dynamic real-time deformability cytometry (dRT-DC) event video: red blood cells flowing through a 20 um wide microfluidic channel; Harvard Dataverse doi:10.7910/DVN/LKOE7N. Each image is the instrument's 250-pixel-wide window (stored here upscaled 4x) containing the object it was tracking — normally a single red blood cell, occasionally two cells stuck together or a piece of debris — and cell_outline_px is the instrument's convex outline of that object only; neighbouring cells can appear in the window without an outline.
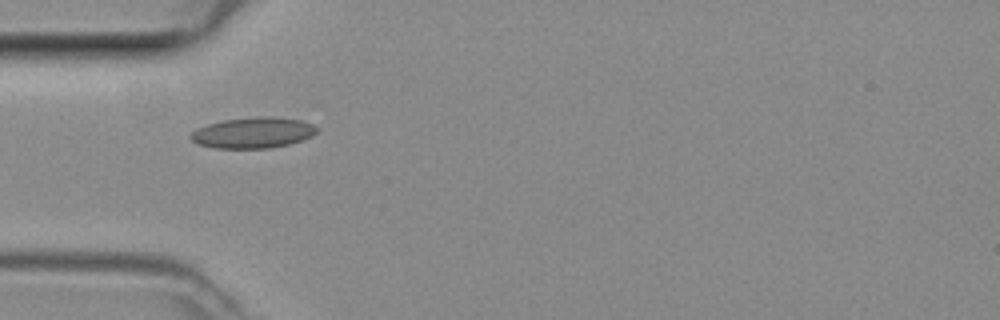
{"species": "common noctule bat (a hibernating species)", "species_latin": "Nyctalus noctula", "temperature_condition": "room temperature", "stored_images_in_passage": 34, "camera_frame_rate_fps": 3000, "um_per_image_px": 0.085, "animal": {"sex": "female", "body_mass_g": 29.2, "forearm_length_mm": 56.3}, "frame": {"image": 1, "passage_image": 1, "time_ms": 0.0, "image_size_px": [1000, 320], "cell_outline_px": [[320, 128], [312, 136], [304, 140], [288, 144], [268, 148], [212, 148], [196, 144], [188, 136], [196, 128], [220, 120], [260, 116], [272, 116], [300, 120], [312, 124]], "centroid_in_image_um": [21.49, 11.28], "position_along_channel_um": 63.5, "area_um2": 22.95}}
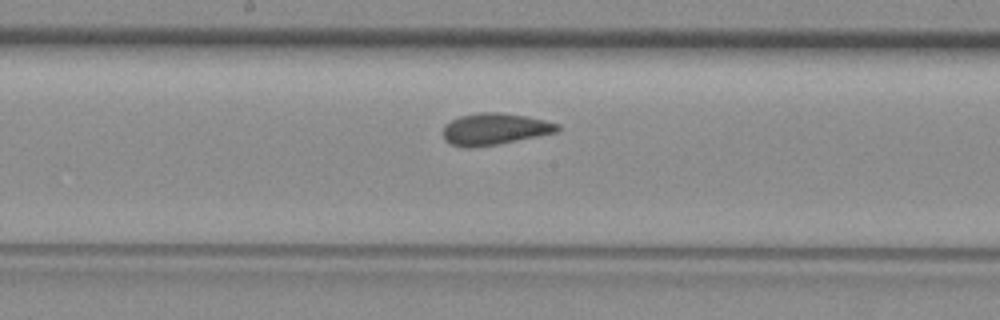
{"frame": {"image": 2, "passage_image": 11, "time_ms": 3.333, "image_size_px": [1000, 320], "cell_outline_px": [[560, 128], [556, 132], [500, 144], [468, 148], [452, 144], [444, 140], [444, 124], [460, 116], [476, 112], [500, 112], [528, 116], [560, 124]], "centroid_in_image_um": [42.05, 10.96], "position_along_channel_um": 206.2, "area_um2": 21.15}}
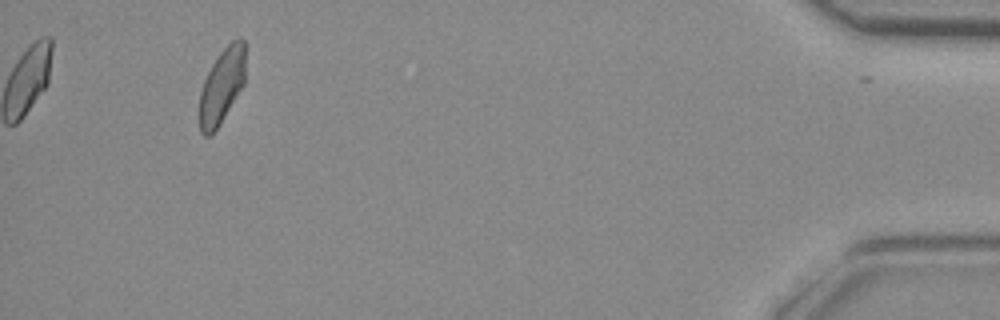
{"frame": {"image": 3, "passage_image": 31, "time_ms": 10.0, "image_size_px": [1000, 320], "cell_outline_px": [[244, 84], [220, 124], [208, 136], [204, 136], [200, 132], [200, 92], [204, 80], [212, 64], [220, 52], [232, 40], [240, 36], [244, 40]], "centroid_in_image_um": [18.86, 7.29], "position_along_channel_um": 416.3, "area_um2": 19.83}}